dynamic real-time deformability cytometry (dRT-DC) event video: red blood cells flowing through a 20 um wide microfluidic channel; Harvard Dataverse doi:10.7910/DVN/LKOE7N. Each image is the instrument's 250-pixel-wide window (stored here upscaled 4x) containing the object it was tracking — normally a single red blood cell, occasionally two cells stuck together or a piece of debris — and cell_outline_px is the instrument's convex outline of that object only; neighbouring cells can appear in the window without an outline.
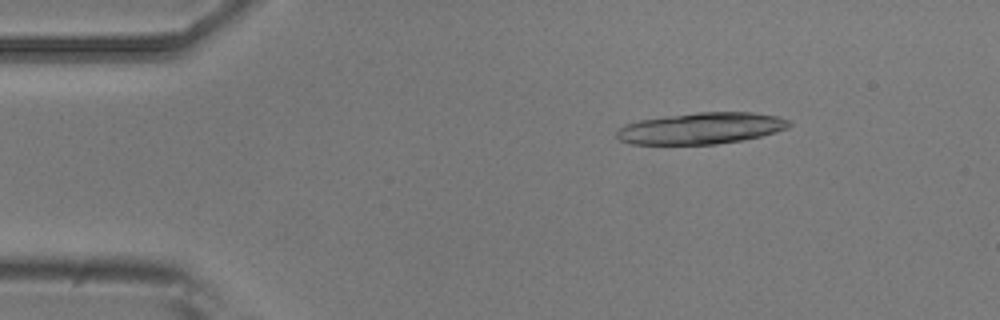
{"species": "common noctule bat (a hibernating species)", "species_latin": "Nyctalus noctula", "temperature_condition": "room temperature", "stored_images_in_passage": 5, "camera_frame_rate_fps": 3000, "um_per_image_px": 0.085, "animal": {"sex": "male", "body_mass_g": 20.5, "forearm_length_mm": 52.5}, "frame": {"image": 1, "passage_image": 5, "time_ms": 1.333, "image_size_px": [1000, 320], "cell_outline_px": [[792, 124], [788, 128], [776, 132], [744, 140], [716, 144], [632, 144], [620, 140], [616, 136], [616, 128], [624, 124], [640, 120], [664, 116], [696, 112], [752, 112], [776, 116], [792, 120]], "centroid_in_image_um": [59.6, 10.9], "position_along_channel_um": 25.4, "area_um2": 31.85}}